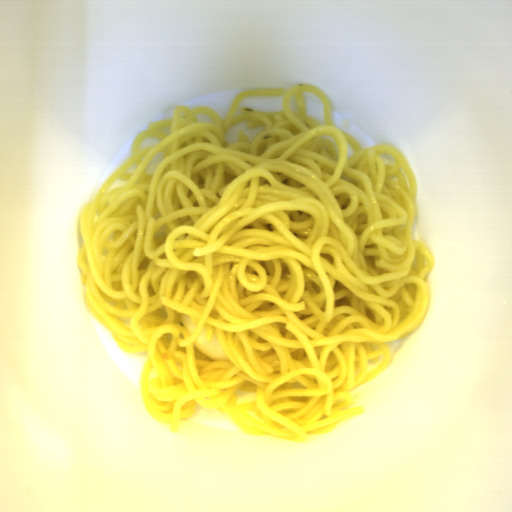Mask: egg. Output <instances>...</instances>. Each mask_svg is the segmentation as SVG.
<instances>
[{
  "mask_svg": "<svg viewBox=\"0 0 512 512\" xmlns=\"http://www.w3.org/2000/svg\"><path fill=\"white\" fill-rule=\"evenodd\" d=\"M197 350L202 352L209 360L230 361L223 347L221 346L214 331L211 342L207 341L204 327L193 342Z\"/></svg>",
  "mask_w": 512,
  "mask_h": 512,
  "instance_id": "obj_1",
  "label": "egg"
},
{
  "mask_svg": "<svg viewBox=\"0 0 512 512\" xmlns=\"http://www.w3.org/2000/svg\"><path fill=\"white\" fill-rule=\"evenodd\" d=\"M182 324L185 326V328L188 330V332L191 334L195 331L197 328L196 324L193 323L191 317L188 315H178Z\"/></svg>",
  "mask_w": 512,
  "mask_h": 512,
  "instance_id": "obj_2",
  "label": "egg"
}]
</instances>
